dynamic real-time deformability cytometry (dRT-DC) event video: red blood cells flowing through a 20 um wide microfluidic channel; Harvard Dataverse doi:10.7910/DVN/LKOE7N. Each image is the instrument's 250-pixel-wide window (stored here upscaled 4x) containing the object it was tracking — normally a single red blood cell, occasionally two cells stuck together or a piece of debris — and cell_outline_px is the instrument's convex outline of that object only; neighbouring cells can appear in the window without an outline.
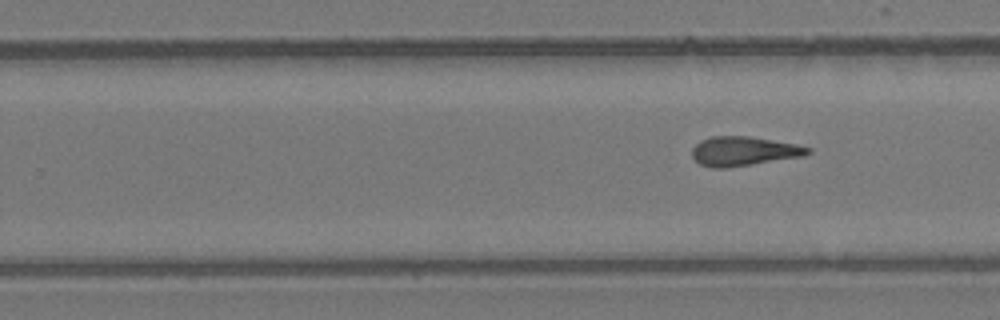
{"species": "common noctule bat (a hibernating species)", "species_latin": "Nyctalus noctula", "temperature_condition": "room temperature", "stored_images_in_passage": 11, "segment_of_instrument_passage": [2, 2], "camera_frame_rate_fps": 3000, "um_per_image_px": 0.085, "animal": {"sex": "female", "body_mass_g": 24.6, "forearm_length_mm": 56.2}, "frame": {"image": 1, "passage_image": 11, "time_ms": 12.333, "image_size_px": [1000, 320], "cell_outline_px": [[812, 152], [804, 156], [724, 168], [712, 168], [700, 164], [692, 156], [692, 148], [700, 140], [712, 136], [748, 136], [796, 144], [812, 148]], "centroid_in_image_um": [63.21, 12.84], "position_along_channel_um": 266.6, "area_um2": 19.65}}